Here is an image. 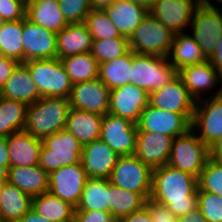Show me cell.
<instances>
[{"mask_svg": "<svg viewBox=\"0 0 222 222\" xmlns=\"http://www.w3.org/2000/svg\"><path fill=\"white\" fill-rule=\"evenodd\" d=\"M197 177L168 164L153 169L150 198L177 217L198 208Z\"/></svg>", "mask_w": 222, "mask_h": 222, "instance_id": "6da1fadb", "label": "cell"}, {"mask_svg": "<svg viewBox=\"0 0 222 222\" xmlns=\"http://www.w3.org/2000/svg\"><path fill=\"white\" fill-rule=\"evenodd\" d=\"M70 109L67 98L41 97L27 107L24 131L43 140L65 129Z\"/></svg>", "mask_w": 222, "mask_h": 222, "instance_id": "7a4b0ae2", "label": "cell"}, {"mask_svg": "<svg viewBox=\"0 0 222 222\" xmlns=\"http://www.w3.org/2000/svg\"><path fill=\"white\" fill-rule=\"evenodd\" d=\"M178 75L168 57L138 54L132 51L129 83L145 89L149 94L161 89Z\"/></svg>", "mask_w": 222, "mask_h": 222, "instance_id": "3957f363", "label": "cell"}, {"mask_svg": "<svg viewBox=\"0 0 222 222\" xmlns=\"http://www.w3.org/2000/svg\"><path fill=\"white\" fill-rule=\"evenodd\" d=\"M83 145L66 129L42 140L39 166L48 173L63 166L81 163Z\"/></svg>", "mask_w": 222, "mask_h": 222, "instance_id": "277c9868", "label": "cell"}, {"mask_svg": "<svg viewBox=\"0 0 222 222\" xmlns=\"http://www.w3.org/2000/svg\"><path fill=\"white\" fill-rule=\"evenodd\" d=\"M24 64L41 97L69 99L73 84L60 59L30 60Z\"/></svg>", "mask_w": 222, "mask_h": 222, "instance_id": "5b68a950", "label": "cell"}, {"mask_svg": "<svg viewBox=\"0 0 222 222\" xmlns=\"http://www.w3.org/2000/svg\"><path fill=\"white\" fill-rule=\"evenodd\" d=\"M174 35L148 12L129 37V47L134 53L168 57Z\"/></svg>", "mask_w": 222, "mask_h": 222, "instance_id": "8992f818", "label": "cell"}, {"mask_svg": "<svg viewBox=\"0 0 222 222\" xmlns=\"http://www.w3.org/2000/svg\"><path fill=\"white\" fill-rule=\"evenodd\" d=\"M209 158V147L192 129H189L185 134L173 139L167 164L198 178Z\"/></svg>", "mask_w": 222, "mask_h": 222, "instance_id": "52a82bcc", "label": "cell"}, {"mask_svg": "<svg viewBox=\"0 0 222 222\" xmlns=\"http://www.w3.org/2000/svg\"><path fill=\"white\" fill-rule=\"evenodd\" d=\"M199 100L191 121V129L208 147L222 136V88Z\"/></svg>", "mask_w": 222, "mask_h": 222, "instance_id": "ba28073f", "label": "cell"}, {"mask_svg": "<svg viewBox=\"0 0 222 222\" xmlns=\"http://www.w3.org/2000/svg\"><path fill=\"white\" fill-rule=\"evenodd\" d=\"M153 169L134 155L119 156L109 181L112 185L128 191L141 193L150 198Z\"/></svg>", "mask_w": 222, "mask_h": 222, "instance_id": "9c48e42d", "label": "cell"}, {"mask_svg": "<svg viewBox=\"0 0 222 222\" xmlns=\"http://www.w3.org/2000/svg\"><path fill=\"white\" fill-rule=\"evenodd\" d=\"M193 113H175L148 104L136 124L138 131H149L173 138L191 129Z\"/></svg>", "mask_w": 222, "mask_h": 222, "instance_id": "30bf717a", "label": "cell"}, {"mask_svg": "<svg viewBox=\"0 0 222 222\" xmlns=\"http://www.w3.org/2000/svg\"><path fill=\"white\" fill-rule=\"evenodd\" d=\"M137 134V125L128 119L110 113L103 116L99 139L119 156L135 154Z\"/></svg>", "mask_w": 222, "mask_h": 222, "instance_id": "8fae6325", "label": "cell"}, {"mask_svg": "<svg viewBox=\"0 0 222 222\" xmlns=\"http://www.w3.org/2000/svg\"><path fill=\"white\" fill-rule=\"evenodd\" d=\"M87 179L81 163L63 166L49 173L48 191L76 208Z\"/></svg>", "mask_w": 222, "mask_h": 222, "instance_id": "7c38bea8", "label": "cell"}, {"mask_svg": "<svg viewBox=\"0 0 222 222\" xmlns=\"http://www.w3.org/2000/svg\"><path fill=\"white\" fill-rule=\"evenodd\" d=\"M189 31L208 59L214 53L218 39L222 36V8L211 9L198 6Z\"/></svg>", "mask_w": 222, "mask_h": 222, "instance_id": "4fadbf2b", "label": "cell"}, {"mask_svg": "<svg viewBox=\"0 0 222 222\" xmlns=\"http://www.w3.org/2000/svg\"><path fill=\"white\" fill-rule=\"evenodd\" d=\"M22 41L23 63L57 58V34L26 17L23 19Z\"/></svg>", "mask_w": 222, "mask_h": 222, "instance_id": "5bb4252c", "label": "cell"}, {"mask_svg": "<svg viewBox=\"0 0 222 222\" xmlns=\"http://www.w3.org/2000/svg\"><path fill=\"white\" fill-rule=\"evenodd\" d=\"M69 101L71 108L104 116L109 111L110 89L99 78L76 83Z\"/></svg>", "mask_w": 222, "mask_h": 222, "instance_id": "9a60e30c", "label": "cell"}, {"mask_svg": "<svg viewBox=\"0 0 222 222\" xmlns=\"http://www.w3.org/2000/svg\"><path fill=\"white\" fill-rule=\"evenodd\" d=\"M149 104V93L139 86L127 83L110 90L108 113L137 124L144 108Z\"/></svg>", "mask_w": 222, "mask_h": 222, "instance_id": "2e32d148", "label": "cell"}, {"mask_svg": "<svg viewBox=\"0 0 222 222\" xmlns=\"http://www.w3.org/2000/svg\"><path fill=\"white\" fill-rule=\"evenodd\" d=\"M198 6V0H155L149 13L176 34L190 29Z\"/></svg>", "mask_w": 222, "mask_h": 222, "instance_id": "e0dca14e", "label": "cell"}, {"mask_svg": "<svg viewBox=\"0 0 222 222\" xmlns=\"http://www.w3.org/2000/svg\"><path fill=\"white\" fill-rule=\"evenodd\" d=\"M149 104L170 112L194 113L196 101L177 75L164 87L149 94Z\"/></svg>", "mask_w": 222, "mask_h": 222, "instance_id": "ac0fdd59", "label": "cell"}, {"mask_svg": "<svg viewBox=\"0 0 222 222\" xmlns=\"http://www.w3.org/2000/svg\"><path fill=\"white\" fill-rule=\"evenodd\" d=\"M173 137L138 131L135 155L152 169L162 167L169 161Z\"/></svg>", "mask_w": 222, "mask_h": 222, "instance_id": "d6986e66", "label": "cell"}, {"mask_svg": "<svg viewBox=\"0 0 222 222\" xmlns=\"http://www.w3.org/2000/svg\"><path fill=\"white\" fill-rule=\"evenodd\" d=\"M184 85L192 98L197 102L202 100L203 94L211 93L218 86L222 88V75L212 66L209 60L205 62L188 65L178 71ZM221 84L219 86L218 84ZM207 91V92H206Z\"/></svg>", "mask_w": 222, "mask_h": 222, "instance_id": "ffe728a7", "label": "cell"}, {"mask_svg": "<svg viewBox=\"0 0 222 222\" xmlns=\"http://www.w3.org/2000/svg\"><path fill=\"white\" fill-rule=\"evenodd\" d=\"M119 155L98 139L83 146L81 164L88 178L109 179Z\"/></svg>", "mask_w": 222, "mask_h": 222, "instance_id": "44dd1931", "label": "cell"}, {"mask_svg": "<svg viewBox=\"0 0 222 222\" xmlns=\"http://www.w3.org/2000/svg\"><path fill=\"white\" fill-rule=\"evenodd\" d=\"M9 167H30L39 164L42 140L20 131L6 137Z\"/></svg>", "mask_w": 222, "mask_h": 222, "instance_id": "7402d4cb", "label": "cell"}, {"mask_svg": "<svg viewBox=\"0 0 222 222\" xmlns=\"http://www.w3.org/2000/svg\"><path fill=\"white\" fill-rule=\"evenodd\" d=\"M0 96L22 102L28 106L41 98L37 86L24 63H19L5 81L0 90Z\"/></svg>", "mask_w": 222, "mask_h": 222, "instance_id": "603a6c76", "label": "cell"}, {"mask_svg": "<svg viewBox=\"0 0 222 222\" xmlns=\"http://www.w3.org/2000/svg\"><path fill=\"white\" fill-rule=\"evenodd\" d=\"M93 36L84 23L68 24L57 33V58L91 52Z\"/></svg>", "mask_w": 222, "mask_h": 222, "instance_id": "cb8c5ba5", "label": "cell"}, {"mask_svg": "<svg viewBox=\"0 0 222 222\" xmlns=\"http://www.w3.org/2000/svg\"><path fill=\"white\" fill-rule=\"evenodd\" d=\"M7 182L34 197L48 192L49 173L39 165L9 167Z\"/></svg>", "mask_w": 222, "mask_h": 222, "instance_id": "d4e9b609", "label": "cell"}, {"mask_svg": "<svg viewBox=\"0 0 222 222\" xmlns=\"http://www.w3.org/2000/svg\"><path fill=\"white\" fill-rule=\"evenodd\" d=\"M26 18L56 34L69 24L58 0H27Z\"/></svg>", "mask_w": 222, "mask_h": 222, "instance_id": "484cf974", "label": "cell"}, {"mask_svg": "<svg viewBox=\"0 0 222 222\" xmlns=\"http://www.w3.org/2000/svg\"><path fill=\"white\" fill-rule=\"evenodd\" d=\"M122 36L129 38L148 14L145 8L128 0H116L104 9Z\"/></svg>", "mask_w": 222, "mask_h": 222, "instance_id": "4316f807", "label": "cell"}, {"mask_svg": "<svg viewBox=\"0 0 222 222\" xmlns=\"http://www.w3.org/2000/svg\"><path fill=\"white\" fill-rule=\"evenodd\" d=\"M103 116L71 108L65 129L83 146L100 138Z\"/></svg>", "mask_w": 222, "mask_h": 222, "instance_id": "83f0119b", "label": "cell"}, {"mask_svg": "<svg viewBox=\"0 0 222 222\" xmlns=\"http://www.w3.org/2000/svg\"><path fill=\"white\" fill-rule=\"evenodd\" d=\"M168 60L179 71L188 65L199 64L208 59L194 37L186 30L174 35Z\"/></svg>", "mask_w": 222, "mask_h": 222, "instance_id": "f1b7e54d", "label": "cell"}, {"mask_svg": "<svg viewBox=\"0 0 222 222\" xmlns=\"http://www.w3.org/2000/svg\"><path fill=\"white\" fill-rule=\"evenodd\" d=\"M32 207V197L8 182L2 185L0 192V220L17 222Z\"/></svg>", "mask_w": 222, "mask_h": 222, "instance_id": "f546056e", "label": "cell"}, {"mask_svg": "<svg viewBox=\"0 0 222 222\" xmlns=\"http://www.w3.org/2000/svg\"><path fill=\"white\" fill-rule=\"evenodd\" d=\"M31 208L51 222H73L75 208L49 191L32 197Z\"/></svg>", "mask_w": 222, "mask_h": 222, "instance_id": "4dcf8cb0", "label": "cell"}, {"mask_svg": "<svg viewBox=\"0 0 222 222\" xmlns=\"http://www.w3.org/2000/svg\"><path fill=\"white\" fill-rule=\"evenodd\" d=\"M141 193L114 186L109 181V212L117 220L141 210L146 203Z\"/></svg>", "mask_w": 222, "mask_h": 222, "instance_id": "1f68e13d", "label": "cell"}, {"mask_svg": "<svg viewBox=\"0 0 222 222\" xmlns=\"http://www.w3.org/2000/svg\"><path fill=\"white\" fill-rule=\"evenodd\" d=\"M109 211V179L88 178L75 211Z\"/></svg>", "mask_w": 222, "mask_h": 222, "instance_id": "d6a6232c", "label": "cell"}, {"mask_svg": "<svg viewBox=\"0 0 222 222\" xmlns=\"http://www.w3.org/2000/svg\"><path fill=\"white\" fill-rule=\"evenodd\" d=\"M28 105L0 96V137L24 131Z\"/></svg>", "mask_w": 222, "mask_h": 222, "instance_id": "836d02e7", "label": "cell"}, {"mask_svg": "<svg viewBox=\"0 0 222 222\" xmlns=\"http://www.w3.org/2000/svg\"><path fill=\"white\" fill-rule=\"evenodd\" d=\"M132 51L122 57L100 63L98 78L110 89L119 88L130 79Z\"/></svg>", "mask_w": 222, "mask_h": 222, "instance_id": "e575fe53", "label": "cell"}, {"mask_svg": "<svg viewBox=\"0 0 222 222\" xmlns=\"http://www.w3.org/2000/svg\"><path fill=\"white\" fill-rule=\"evenodd\" d=\"M60 60L72 84L98 78L99 62L91 52L71 55Z\"/></svg>", "mask_w": 222, "mask_h": 222, "instance_id": "d590c367", "label": "cell"}, {"mask_svg": "<svg viewBox=\"0 0 222 222\" xmlns=\"http://www.w3.org/2000/svg\"><path fill=\"white\" fill-rule=\"evenodd\" d=\"M23 19L6 21L0 30V55L23 63Z\"/></svg>", "mask_w": 222, "mask_h": 222, "instance_id": "8d00e7d4", "label": "cell"}, {"mask_svg": "<svg viewBox=\"0 0 222 222\" xmlns=\"http://www.w3.org/2000/svg\"><path fill=\"white\" fill-rule=\"evenodd\" d=\"M130 51L129 38L93 40L91 54L100 63H104L127 54Z\"/></svg>", "mask_w": 222, "mask_h": 222, "instance_id": "74e56055", "label": "cell"}, {"mask_svg": "<svg viewBox=\"0 0 222 222\" xmlns=\"http://www.w3.org/2000/svg\"><path fill=\"white\" fill-rule=\"evenodd\" d=\"M84 24L93 36V40L125 37L120 34L105 10L92 9L86 16Z\"/></svg>", "mask_w": 222, "mask_h": 222, "instance_id": "f35d334b", "label": "cell"}, {"mask_svg": "<svg viewBox=\"0 0 222 222\" xmlns=\"http://www.w3.org/2000/svg\"><path fill=\"white\" fill-rule=\"evenodd\" d=\"M197 190L208 191L222 197V160L209 158L197 178Z\"/></svg>", "mask_w": 222, "mask_h": 222, "instance_id": "ab89813d", "label": "cell"}, {"mask_svg": "<svg viewBox=\"0 0 222 222\" xmlns=\"http://www.w3.org/2000/svg\"><path fill=\"white\" fill-rule=\"evenodd\" d=\"M198 208L207 222H222V197L197 190Z\"/></svg>", "mask_w": 222, "mask_h": 222, "instance_id": "60d3db41", "label": "cell"}, {"mask_svg": "<svg viewBox=\"0 0 222 222\" xmlns=\"http://www.w3.org/2000/svg\"><path fill=\"white\" fill-rule=\"evenodd\" d=\"M59 8L69 24L84 23L92 10L91 0H58Z\"/></svg>", "mask_w": 222, "mask_h": 222, "instance_id": "b9f144b4", "label": "cell"}, {"mask_svg": "<svg viewBox=\"0 0 222 222\" xmlns=\"http://www.w3.org/2000/svg\"><path fill=\"white\" fill-rule=\"evenodd\" d=\"M27 0H0V15L5 21H16L26 17Z\"/></svg>", "mask_w": 222, "mask_h": 222, "instance_id": "7bdbcfd3", "label": "cell"}, {"mask_svg": "<svg viewBox=\"0 0 222 222\" xmlns=\"http://www.w3.org/2000/svg\"><path fill=\"white\" fill-rule=\"evenodd\" d=\"M145 207L148 209L153 222H177V216L164 204L148 198Z\"/></svg>", "mask_w": 222, "mask_h": 222, "instance_id": "ee69618b", "label": "cell"}, {"mask_svg": "<svg viewBox=\"0 0 222 222\" xmlns=\"http://www.w3.org/2000/svg\"><path fill=\"white\" fill-rule=\"evenodd\" d=\"M73 222H118L109 211H74Z\"/></svg>", "mask_w": 222, "mask_h": 222, "instance_id": "f6af8a7d", "label": "cell"}, {"mask_svg": "<svg viewBox=\"0 0 222 222\" xmlns=\"http://www.w3.org/2000/svg\"><path fill=\"white\" fill-rule=\"evenodd\" d=\"M18 64V61L0 55V90L2 89L5 81L12 74Z\"/></svg>", "mask_w": 222, "mask_h": 222, "instance_id": "bcb514c9", "label": "cell"}, {"mask_svg": "<svg viewBox=\"0 0 222 222\" xmlns=\"http://www.w3.org/2000/svg\"><path fill=\"white\" fill-rule=\"evenodd\" d=\"M118 222H153L148 209L144 206L141 210L123 217Z\"/></svg>", "mask_w": 222, "mask_h": 222, "instance_id": "7dc6e473", "label": "cell"}, {"mask_svg": "<svg viewBox=\"0 0 222 222\" xmlns=\"http://www.w3.org/2000/svg\"><path fill=\"white\" fill-rule=\"evenodd\" d=\"M212 66L222 75V36L218 39L214 53L208 58Z\"/></svg>", "mask_w": 222, "mask_h": 222, "instance_id": "c3c4849f", "label": "cell"}, {"mask_svg": "<svg viewBox=\"0 0 222 222\" xmlns=\"http://www.w3.org/2000/svg\"><path fill=\"white\" fill-rule=\"evenodd\" d=\"M177 222H207L199 208L193 209L191 212L183 216L177 217Z\"/></svg>", "mask_w": 222, "mask_h": 222, "instance_id": "681fc988", "label": "cell"}, {"mask_svg": "<svg viewBox=\"0 0 222 222\" xmlns=\"http://www.w3.org/2000/svg\"><path fill=\"white\" fill-rule=\"evenodd\" d=\"M0 166L9 168V152L6 137H0Z\"/></svg>", "mask_w": 222, "mask_h": 222, "instance_id": "f907efd6", "label": "cell"}, {"mask_svg": "<svg viewBox=\"0 0 222 222\" xmlns=\"http://www.w3.org/2000/svg\"><path fill=\"white\" fill-rule=\"evenodd\" d=\"M17 222H51L43 216L39 215L34 209H30L21 219Z\"/></svg>", "mask_w": 222, "mask_h": 222, "instance_id": "816d5d0a", "label": "cell"}, {"mask_svg": "<svg viewBox=\"0 0 222 222\" xmlns=\"http://www.w3.org/2000/svg\"><path fill=\"white\" fill-rule=\"evenodd\" d=\"M210 158L215 160H222V136L209 147Z\"/></svg>", "mask_w": 222, "mask_h": 222, "instance_id": "f5cc1de1", "label": "cell"}, {"mask_svg": "<svg viewBox=\"0 0 222 222\" xmlns=\"http://www.w3.org/2000/svg\"><path fill=\"white\" fill-rule=\"evenodd\" d=\"M116 0H91L92 9L104 10L110 7Z\"/></svg>", "mask_w": 222, "mask_h": 222, "instance_id": "db71d44e", "label": "cell"}, {"mask_svg": "<svg viewBox=\"0 0 222 222\" xmlns=\"http://www.w3.org/2000/svg\"><path fill=\"white\" fill-rule=\"evenodd\" d=\"M211 1H215L214 3H219L222 5V0H198L199 6L204 7V8H211V9H219V7H217V4H214ZM216 5V6H215Z\"/></svg>", "mask_w": 222, "mask_h": 222, "instance_id": "11a10c76", "label": "cell"}, {"mask_svg": "<svg viewBox=\"0 0 222 222\" xmlns=\"http://www.w3.org/2000/svg\"><path fill=\"white\" fill-rule=\"evenodd\" d=\"M128 1L139 4L140 6L145 8L147 11H150L153 7V4H154L155 0H128Z\"/></svg>", "mask_w": 222, "mask_h": 222, "instance_id": "9f6ffc18", "label": "cell"}, {"mask_svg": "<svg viewBox=\"0 0 222 222\" xmlns=\"http://www.w3.org/2000/svg\"><path fill=\"white\" fill-rule=\"evenodd\" d=\"M8 169L4 166H0V185L7 182Z\"/></svg>", "mask_w": 222, "mask_h": 222, "instance_id": "6f0895ef", "label": "cell"}, {"mask_svg": "<svg viewBox=\"0 0 222 222\" xmlns=\"http://www.w3.org/2000/svg\"><path fill=\"white\" fill-rule=\"evenodd\" d=\"M5 20L3 19V17L0 15V30L2 29V26L5 24Z\"/></svg>", "mask_w": 222, "mask_h": 222, "instance_id": "680465c9", "label": "cell"}]
</instances>
